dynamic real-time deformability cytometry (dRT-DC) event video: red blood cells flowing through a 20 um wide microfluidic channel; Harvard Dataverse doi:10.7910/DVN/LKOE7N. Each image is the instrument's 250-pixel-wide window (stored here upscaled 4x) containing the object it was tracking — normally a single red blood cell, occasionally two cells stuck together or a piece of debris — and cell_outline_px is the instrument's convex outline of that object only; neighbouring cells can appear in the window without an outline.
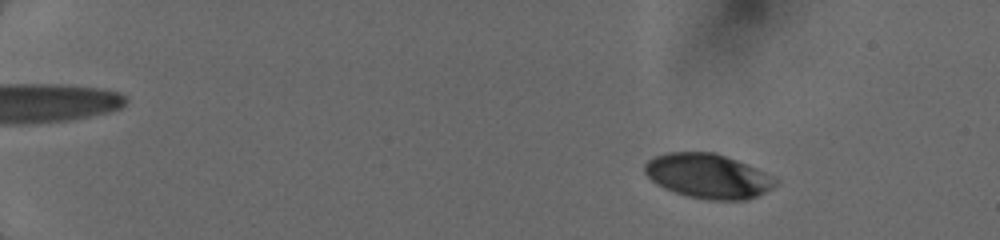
{"species": "human", "species_latin": "Homo sapiens", "temperature_condition": "cold", "stored_images_in_passage": 36, "camera_frame_rate_fps": 3000, "um_per_image_px": 0.085, "donor": {"sex": "female"}, "frame": {"image": 1, "passage_image": 5, "time_ms": 2.667, "image_size_px": [1000, 240], "cell_outline_px": [[780, 180], [772, 188], [748, 200], [708, 200], [688, 196], [664, 188], [656, 184], [644, 172], [644, 164], [648, 160], [656, 156], [668, 152], [712, 152], [736, 160], [776, 176]], "centroid_in_image_um": [60.21, 14.97], "position_along_channel_um": 24.8, "area_um2": 33.93}}
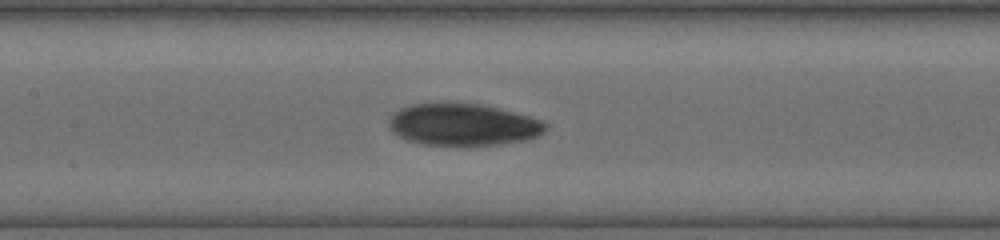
{"frame": {"image": 2, "passage_image": 19, "time_ms": 9.333, "image_size_px": [1000, 240], "cell_outline_px": [[548, 124], [544, 132], [536, 136], [524, 140], [496, 144], [464, 148], [420, 144], [404, 140], [396, 136], [388, 128], [388, 120], [400, 108], [412, 104], [480, 104], [528, 116], [540, 120]], "centroid_in_image_um": [39.29, 10.65], "position_along_channel_um": 168.1, "area_um2": 38.73}}
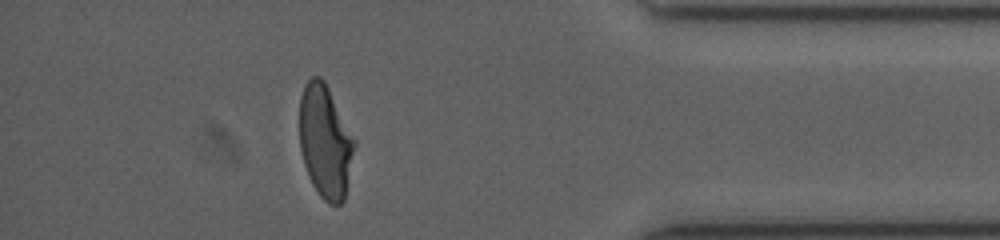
{"frame": {"image": 3, "passage_image": 32, "time_ms": 15.667, "image_size_px": [1000, 240], "cell_outline_px": [[356, 144], [344, 200], [340, 204], [328, 204], [320, 196], [312, 184], [304, 164], [300, 148], [300, 96], [304, 84], [312, 76], [320, 76], [324, 80], [356, 140]], "centroid_in_image_um": [27.65, 12.02], "position_along_channel_um": 407.6, "area_um2": 36.24}}